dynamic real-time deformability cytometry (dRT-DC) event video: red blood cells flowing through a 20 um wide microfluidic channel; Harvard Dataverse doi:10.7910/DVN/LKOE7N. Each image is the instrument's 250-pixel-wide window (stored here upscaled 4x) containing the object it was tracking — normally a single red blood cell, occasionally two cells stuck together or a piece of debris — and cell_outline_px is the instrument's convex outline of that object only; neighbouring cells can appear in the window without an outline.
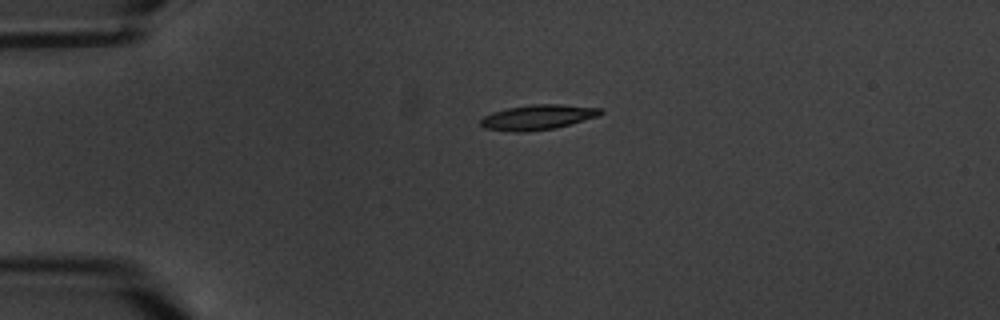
{"species": "common noctule bat (a hibernating species)", "species_latin": "Nyctalus noctula", "temperature_condition": "warm", "stored_images_in_passage": 9, "camera_frame_rate_fps": 3000, "um_per_image_px": 0.085, "animal": {"sex": "male", "body_mass_g": 20.1, "forearm_length_mm": 53.5}, "frame": {"image": 1, "passage_image": 1, "time_ms": 0.0, "image_size_px": [1000, 320], "cell_outline_px": [[604, 112], [600, 116], [556, 128], [528, 132], [512, 132], [484, 128], [480, 124], [480, 120], [484, 116], [492, 112], [508, 108], [532, 104], [560, 104], [600, 108]], "centroid_in_image_um": [45.72, 9.97], "position_along_channel_um": 39.3, "area_um2": 17.63}}
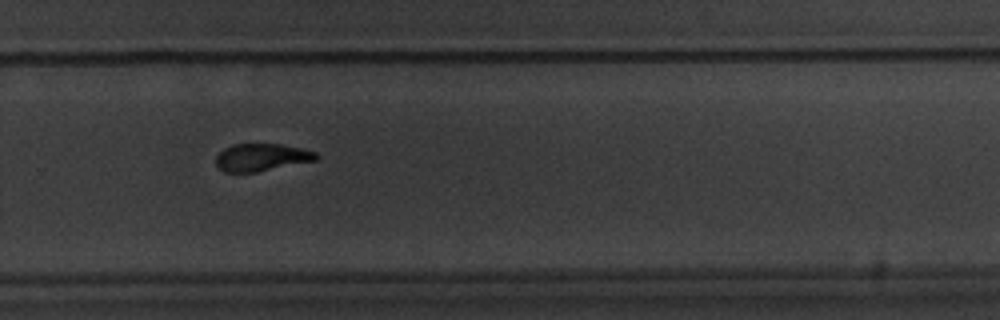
{"frame": {"image": 2, "passage_image": 9, "time_ms": 9.0, "image_size_px": [1000, 320], "cell_outline_px": [[320, 156], [316, 160], [256, 172], [224, 172], [216, 164], [216, 156], [224, 148], [232, 144], [280, 144], [300, 148], [316, 152]], "centroid_in_image_um": [22.22, 13.37], "position_along_channel_um": 307.6, "area_um2": 15.95}}